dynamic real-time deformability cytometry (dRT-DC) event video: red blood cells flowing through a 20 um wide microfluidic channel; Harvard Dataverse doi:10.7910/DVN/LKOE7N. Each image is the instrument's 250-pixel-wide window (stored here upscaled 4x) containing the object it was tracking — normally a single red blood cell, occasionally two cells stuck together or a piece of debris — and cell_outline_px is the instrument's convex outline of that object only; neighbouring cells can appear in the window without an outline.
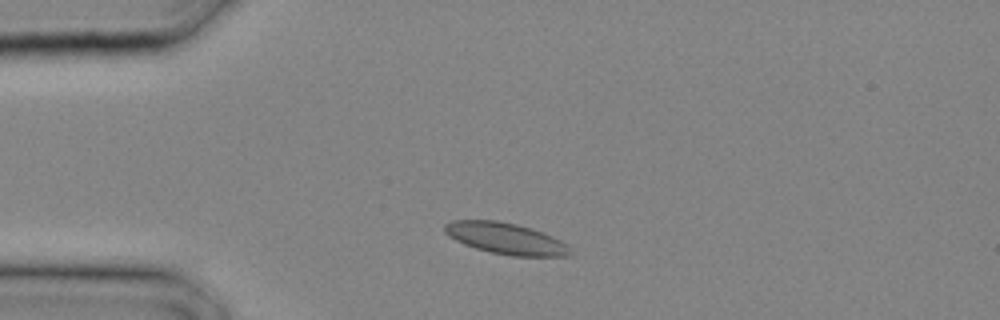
{"species": "common noctule bat (a hibernating species)", "species_latin": "Nyctalus noctula", "temperature_condition": "cold", "stored_images_in_passage": 22, "camera_frame_rate_fps": 3000, "um_per_image_px": 0.085, "animal": {"sex": "male", "body_mass_g": 20.4}, "frame": {"image": 1, "passage_image": 1, "time_ms": 0.0, "image_size_px": [1000, 320], "cell_outline_px": [[572, 252], [568, 256], [512, 256], [492, 252], [476, 248], [464, 244], [448, 236], [444, 232], [444, 224], [452, 220], [496, 220], [516, 224], [552, 236], [568, 244], [572, 248]], "centroid_in_image_um": [42.99, 20.27], "position_along_channel_um": 42.0, "area_um2": 22.83}}
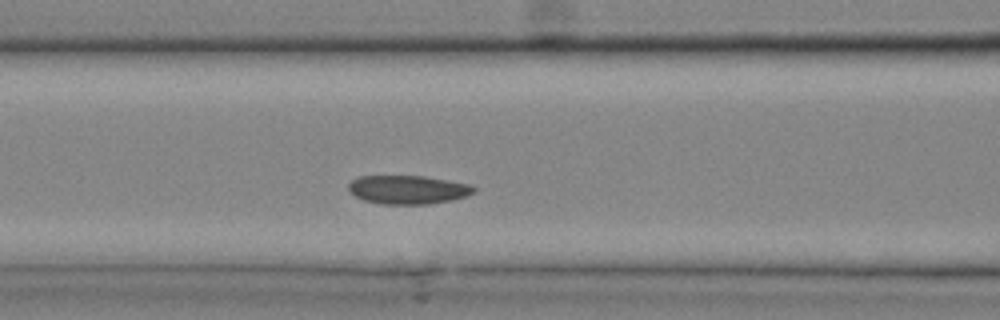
{"frame": {"image": 2, "passage_image": 6, "time_ms": 1.667, "image_size_px": [1000, 320], "cell_outline_px": [[476, 192], [468, 196], [452, 200], [428, 204], [380, 204], [364, 200], [356, 196], [348, 188], [348, 184], [352, 180], [360, 176], [424, 176], [472, 184], [476, 188]], "centroid_in_image_um": [34.73, 16.12], "position_along_channel_um": 131.9, "area_um2": 21.04}}
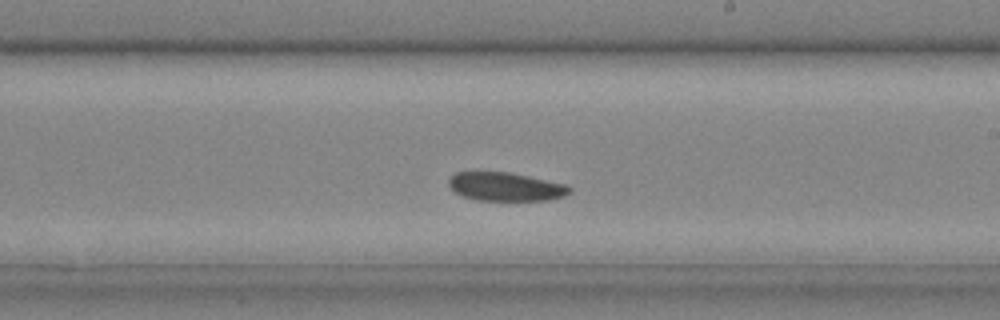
{"frame": {"image": 3, "passage_image": 11, "time_ms": 3.333, "image_size_px": [1000, 320], "cell_outline_px": [[572, 192], [564, 196], [544, 200], [476, 200], [464, 196], [456, 192], [448, 184], [448, 180], [456, 172], [508, 172], [528, 176], [564, 184], [572, 188]], "centroid_in_image_um": [42.98, 15.87], "position_along_channel_um": 246.0, "area_um2": 19.83}}